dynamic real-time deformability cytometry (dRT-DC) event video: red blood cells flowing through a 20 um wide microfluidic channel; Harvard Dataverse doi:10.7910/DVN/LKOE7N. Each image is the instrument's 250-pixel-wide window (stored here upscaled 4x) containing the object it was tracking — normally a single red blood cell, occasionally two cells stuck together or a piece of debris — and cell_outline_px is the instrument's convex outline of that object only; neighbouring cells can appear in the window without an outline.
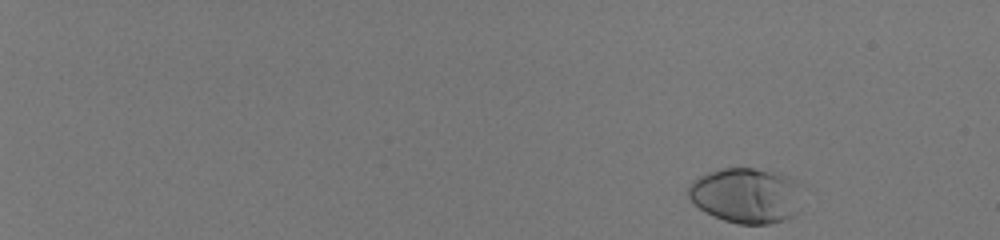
{"species": "human", "species_latin": "Homo sapiens", "temperature_condition": "room temperature", "stored_images_in_passage": 51, "camera_frame_rate_fps": 3000, "um_per_image_px": 0.085, "donor": {"sex": "male"}, "frame": {"image": 1, "passage_image": 1, "time_ms": 0.0, "image_size_px": [1000, 240], "cell_outline_px": [[800, 184], [792, 216], [784, 220], [768, 224], [740, 224], [724, 220], [704, 212], [688, 196], [688, 188], [692, 180], [708, 172], [720, 168], [752, 168], [780, 172], [796, 180]], "centroid_in_image_um": [63.37, 16.59], "position_along_channel_um": 21.6, "area_um2": 36.36}}
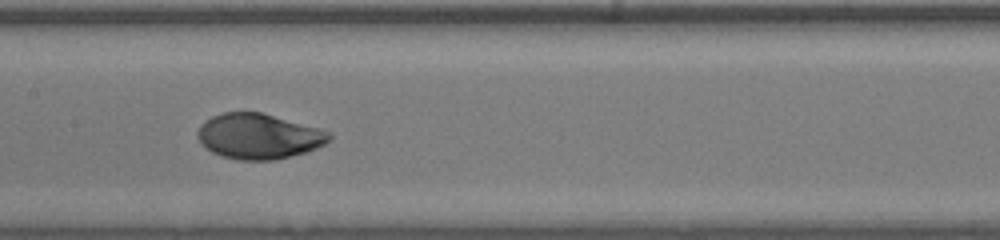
{"frame": {"image": 2, "passage_image": 29, "time_ms": 9.333, "image_size_px": [1000, 240], "cell_outline_px": [[332, 136], [324, 144], [308, 152], [272, 160], [240, 160], [220, 156], [212, 152], [196, 136], [196, 132], [200, 124], [212, 116], [224, 112], [260, 112], [320, 128], [328, 132]], "centroid_in_image_um": [21.97, 11.58], "position_along_channel_um": 185.4, "area_um2": 34.62}}
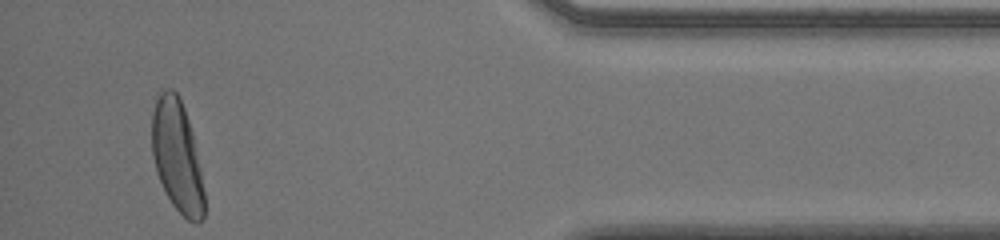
{"frame": {"image": 3, "passage_image": 49, "time_ms": 16.0, "image_size_px": [1000, 240], "cell_outline_px": [[204, 216], [200, 224], [196, 224], [188, 220], [172, 204], [156, 172], [152, 156], [152, 112], [156, 96], [164, 88], [172, 88], [180, 96], [192, 132], [200, 168], [204, 192]], "centroid_in_image_um": [15.04, 13.25], "position_along_channel_um": 420.2, "area_um2": 34.16}, "authors_computed_cell_mechanics": {"area_um2": 34.5644, "velocity_mm_per_s": 4.0131, "shape_relaxation_time_tau1_ms": 2.3545, "shape_relaxation_time_tau2_ms": null, "deformation_change_tau1": 0.1788, "deformation_change_tau2": null}}